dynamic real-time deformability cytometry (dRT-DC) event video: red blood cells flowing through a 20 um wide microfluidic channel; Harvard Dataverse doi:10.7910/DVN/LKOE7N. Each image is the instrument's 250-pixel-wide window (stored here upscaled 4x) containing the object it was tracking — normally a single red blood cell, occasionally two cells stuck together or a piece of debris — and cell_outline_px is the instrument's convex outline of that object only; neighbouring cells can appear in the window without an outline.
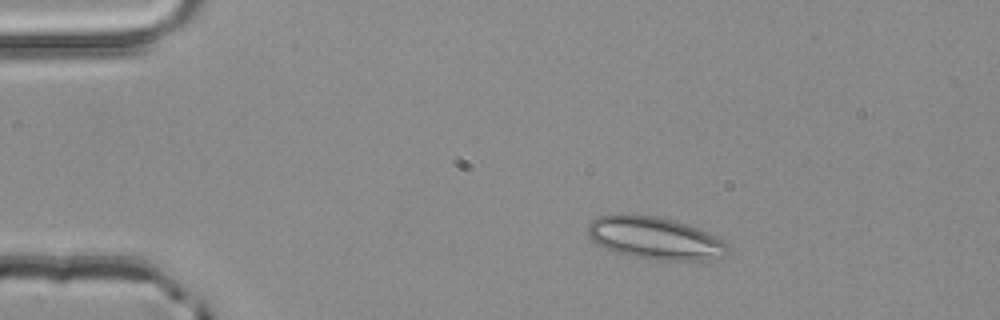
{"species": "common noctule bat (a hibernating species)", "species_latin": "Nyctalus noctula", "temperature_condition": "room temperature", "stored_images_in_passage": 2, "camera_frame_rate_fps": 3000, "um_per_image_px": 0.085, "animal": {"sex": "male", "body_mass_g": 20.4}, "frame": {"image": 1, "passage_image": 1, "time_ms": 0.0, "image_size_px": [1000, 320], "cell_outline_px": [[728, 252], [720, 256], [700, 260], [656, 260], [628, 256], [616, 252], [596, 244], [588, 236], [588, 224], [592, 220], [600, 216], [616, 212], [620, 212], [656, 216], [676, 220], [696, 228], [720, 240], [728, 248]], "centroid_in_image_um": [55.54, 20.21], "position_along_channel_um": 29.5, "area_um2": 34.45}}